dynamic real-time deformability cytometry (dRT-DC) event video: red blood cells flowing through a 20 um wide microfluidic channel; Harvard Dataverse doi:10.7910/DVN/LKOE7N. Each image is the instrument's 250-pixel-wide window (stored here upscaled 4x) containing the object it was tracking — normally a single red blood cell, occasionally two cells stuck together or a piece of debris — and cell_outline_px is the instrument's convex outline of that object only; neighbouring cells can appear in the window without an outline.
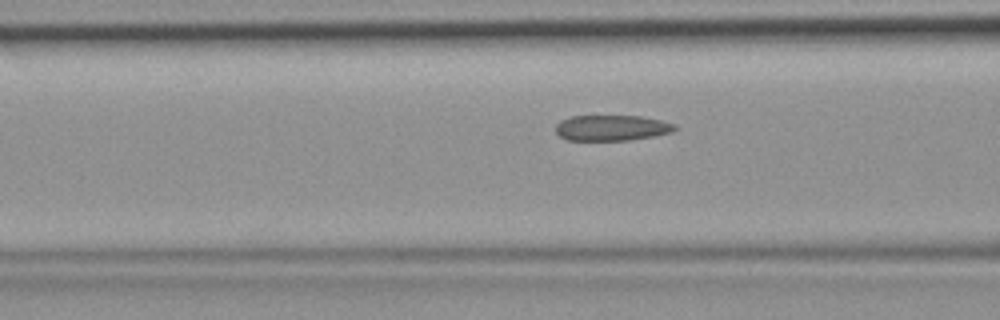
{"species": "common noctule bat (a hibernating species)", "species_latin": "Nyctalus noctula", "temperature_condition": "room temperature", "stored_images_in_passage": 38, "camera_frame_rate_fps": 3000, "um_per_image_px": 0.085, "animal": {"sex": "female", "body_mass_g": 19.9}, "frame": {"image": 1, "passage_image": 9, "time_ms": 2.667, "image_size_px": [1000, 320], "cell_outline_px": [[680, 128], [672, 132], [652, 136], [628, 140], [568, 140], [560, 136], [556, 132], [556, 124], [560, 120], [572, 116], [640, 116], [660, 120], [676, 124]], "centroid_in_image_um": [52.01, 10.86], "position_along_channel_um": 114.6, "area_um2": 17.8}}
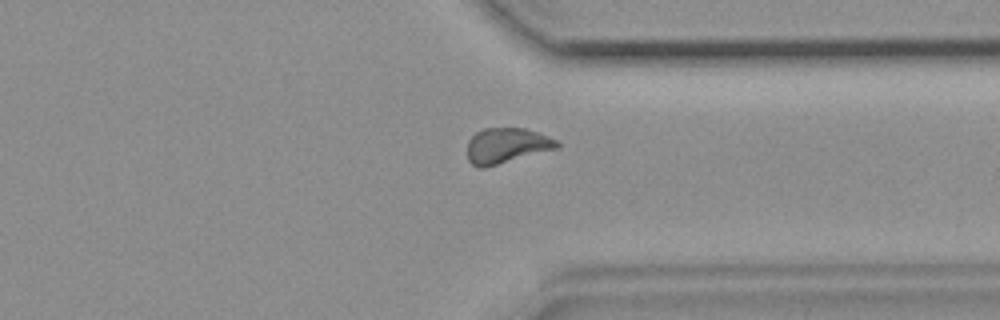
{"frame": {"image": 2, "passage_image": 27, "time_ms": 8.667, "image_size_px": [1000, 320], "cell_outline_px": [[560, 148], [484, 168], [476, 168], [468, 160], [468, 140], [476, 132], [484, 128], [524, 128], [548, 136], [556, 140], [560, 144]], "centroid_in_image_um": [43.06, 12.39], "position_along_channel_um": 368.3, "area_um2": 18.61}}
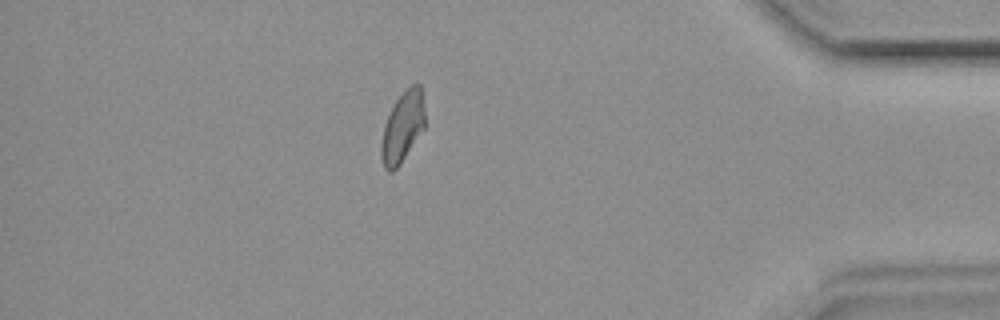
{"frame": {"image": 3, "passage_image": 32, "time_ms": 10.333, "image_size_px": [1000, 320], "cell_outline_px": [[424, 128], [400, 164], [392, 172], [388, 172], [384, 168], [380, 156], [380, 144], [384, 124], [396, 100], [412, 84], [420, 84], [424, 112]], "centroid_in_image_um": [34.18, 10.85], "position_along_channel_um": 401.0, "area_um2": 17.69}}